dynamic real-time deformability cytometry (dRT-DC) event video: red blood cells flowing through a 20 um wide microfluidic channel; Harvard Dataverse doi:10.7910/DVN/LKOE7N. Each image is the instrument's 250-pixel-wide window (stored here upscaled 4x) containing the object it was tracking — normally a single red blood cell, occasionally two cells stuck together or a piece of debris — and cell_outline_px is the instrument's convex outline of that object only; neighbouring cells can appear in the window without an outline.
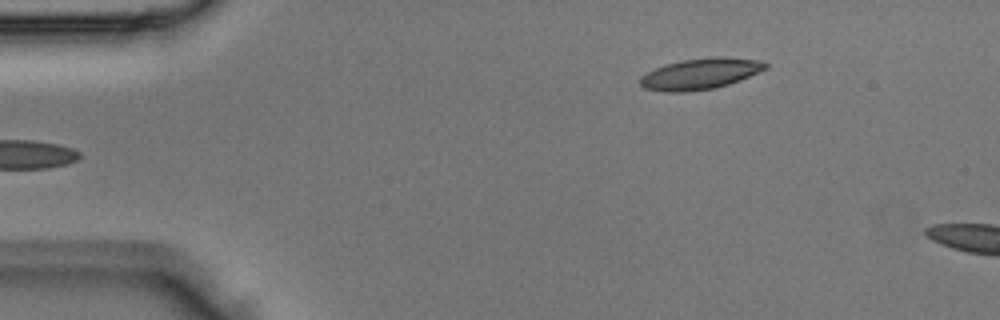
{"species": "Egyptian fruit bat (a non-hibernating species)", "species_latin": "Rousettus aegyptiacus", "temperature_condition": "room temperature", "stored_images_in_passage": 3, "camera_frame_rate_fps": 3000, "um_per_image_px": 0.085, "animal": {"sex": "male"}, "frame": {"image": 1, "passage_image": 3, "time_ms": 0.667, "image_size_px": [1000, 320], "cell_outline_px": [[768, 68], [740, 80], [716, 88], [684, 92], [664, 92], [644, 88], [640, 84], [640, 76], [664, 64], [680, 60], [712, 56], [720, 56], [760, 60], [768, 64]], "centroid_in_image_um": [59.53, 6.26], "position_along_channel_um": 25.5, "area_um2": 22.83}}